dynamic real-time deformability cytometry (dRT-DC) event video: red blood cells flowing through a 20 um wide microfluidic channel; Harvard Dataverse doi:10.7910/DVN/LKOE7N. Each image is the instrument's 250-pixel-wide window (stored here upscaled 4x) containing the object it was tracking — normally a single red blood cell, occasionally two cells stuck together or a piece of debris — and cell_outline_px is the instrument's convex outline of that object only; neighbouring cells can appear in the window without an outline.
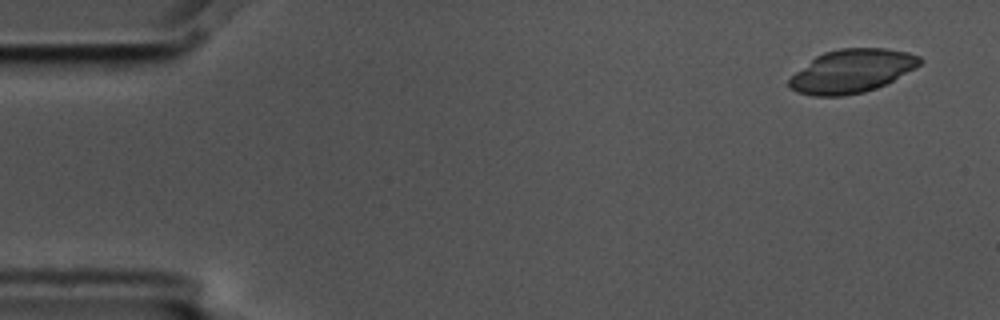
{"species": "common noctule bat (a hibernating species)", "species_latin": "Nyctalus noctula", "temperature_condition": "cold", "stored_images_in_passage": 6, "camera_frame_rate_fps": 3000, "um_per_image_px": 0.085, "animal": {"sex": "male", "body_mass_g": 17.5, "forearm_length_mm": 52.3}, "frame": {"image": 1, "passage_image": 1, "time_ms": 0.0, "image_size_px": [1000, 320], "cell_outline_px": [[924, 60], [916, 68], [876, 88], [864, 92], [844, 96], [812, 96], [796, 92], [788, 88], [788, 80], [796, 72], [816, 56], [824, 52], [840, 48], [888, 48], [908, 52], [920, 56]], "centroid_in_image_um": [72.4, 6.04], "position_along_channel_um": 12.6, "area_um2": 33.12}}